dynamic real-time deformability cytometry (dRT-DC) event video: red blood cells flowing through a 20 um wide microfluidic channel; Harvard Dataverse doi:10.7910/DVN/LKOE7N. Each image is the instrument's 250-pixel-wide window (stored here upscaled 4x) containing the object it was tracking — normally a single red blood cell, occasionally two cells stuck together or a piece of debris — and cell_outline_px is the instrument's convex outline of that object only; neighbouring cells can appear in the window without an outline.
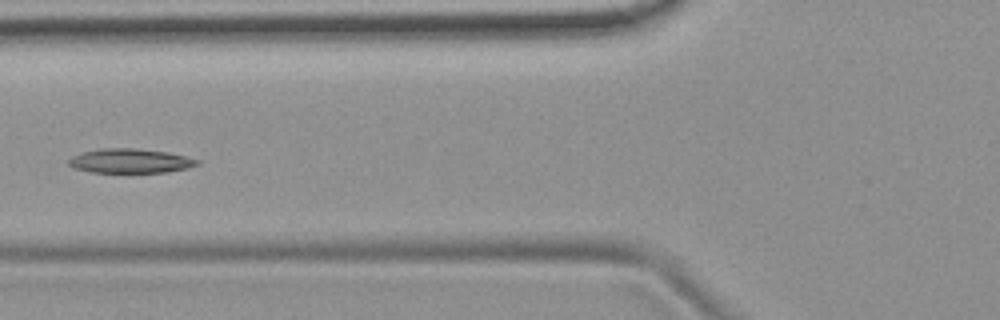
{"species": "common noctule bat (a hibernating species)", "species_latin": "Nyctalus noctula", "temperature_condition": "room temperature", "stored_images_in_passage": 6, "camera_frame_rate_fps": 3000, "um_per_image_px": 0.085, "animal": {"sex": "female", "body_mass_g": 19.9}, "frame": {"image": 1, "passage_image": 5, "time_ms": 6.0, "image_size_px": [1000, 320], "cell_outline_px": [[200, 164], [188, 168], [168, 172], [88, 172], [72, 168], [68, 164], [68, 160], [72, 156], [84, 152], [100, 148], [136, 148], [168, 152], [200, 160]], "centroid_in_image_um": [11.06, 13.68], "position_along_channel_um": 114.7, "area_um2": 18.32}}
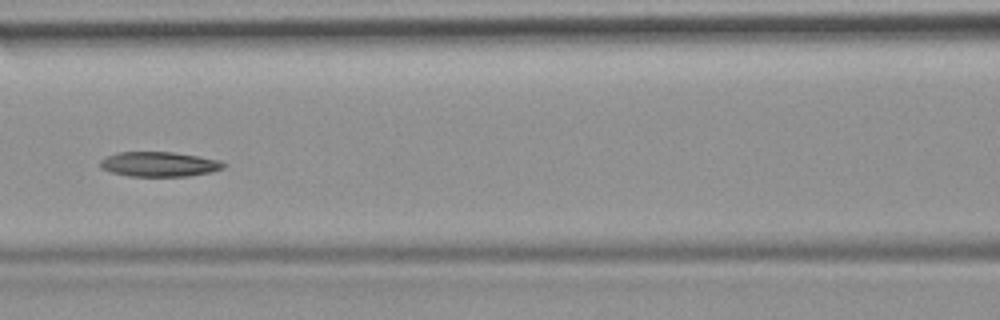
{"frame": {"image": 2, "passage_image": 6, "time_ms": 7.0, "image_size_px": [1000, 320], "cell_outline_px": [[228, 164], [224, 168], [212, 172], [188, 176], [128, 176], [112, 172], [100, 168], [100, 160], [116, 152], [172, 152], [220, 160]], "centroid_in_image_um": [13.55, 13.96], "position_along_channel_um": 153.1, "area_um2": 17.86}}